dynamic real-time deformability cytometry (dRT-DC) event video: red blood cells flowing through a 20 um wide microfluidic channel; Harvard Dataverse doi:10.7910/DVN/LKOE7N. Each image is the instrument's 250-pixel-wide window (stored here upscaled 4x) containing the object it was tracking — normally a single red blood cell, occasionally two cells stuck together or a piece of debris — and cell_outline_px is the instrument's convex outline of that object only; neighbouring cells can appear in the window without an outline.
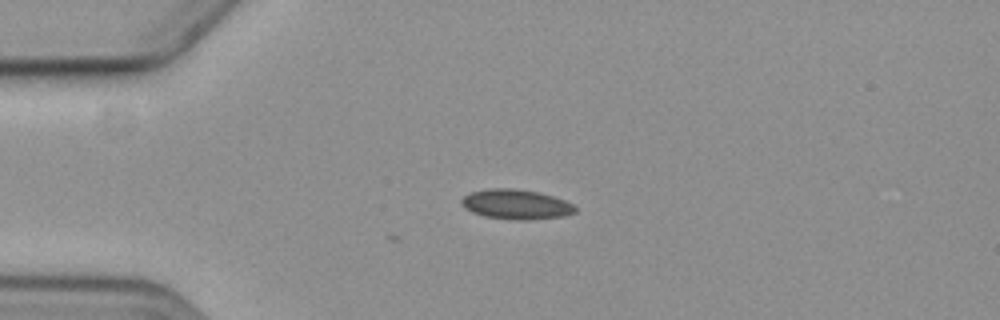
{"species": "common noctule bat (a hibernating species)", "species_latin": "Nyctalus noctula", "temperature_condition": "cold", "stored_images_in_passage": 5, "camera_frame_rate_fps": 3000, "um_per_image_px": 0.085, "animal": {"sex": "female", "body_mass_g": 19.3, "forearm_length_mm": 54.1}, "frame": {"image": 1, "passage_image": 3, "time_ms": 2.333, "image_size_px": [1000, 320], "cell_outline_px": [[576, 212], [564, 216], [532, 220], [512, 220], [484, 216], [472, 212], [464, 208], [460, 204], [460, 200], [464, 196], [472, 192], [492, 188], [512, 188], [536, 192], [552, 196], [564, 200], [572, 204], [576, 208]], "centroid_in_image_um": [43.85, 17.38], "position_along_channel_um": 41.2, "area_um2": 19.77}}